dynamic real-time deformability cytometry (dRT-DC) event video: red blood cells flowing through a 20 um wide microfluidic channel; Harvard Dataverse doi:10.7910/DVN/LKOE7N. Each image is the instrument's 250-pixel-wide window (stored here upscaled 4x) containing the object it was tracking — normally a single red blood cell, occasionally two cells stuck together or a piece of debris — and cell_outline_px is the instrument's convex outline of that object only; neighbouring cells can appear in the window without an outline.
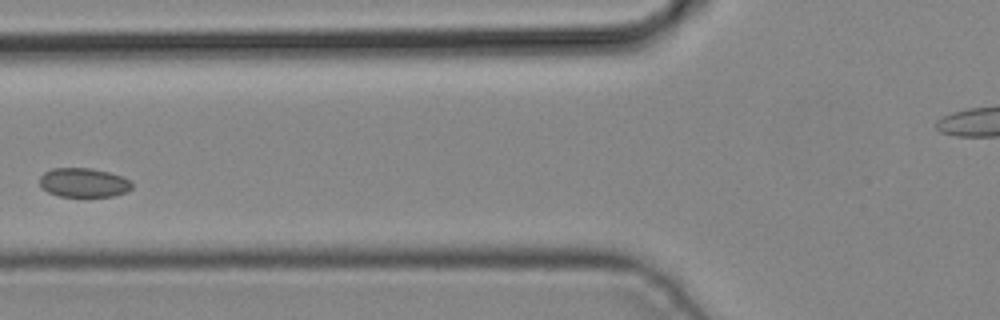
{"species": "common noctule bat (a hibernating species)", "species_latin": "Nyctalus noctula", "temperature_condition": "cold", "stored_images_in_passage": 3, "camera_frame_rate_fps": 3000, "um_per_image_px": 0.085, "animal": {"sex": "male", "body_mass_g": 19.2, "forearm_length_mm": 51.8}, "frame": {"image": 1, "passage_image": 3, "time_ms": 0.667, "image_size_px": [1000, 320], "cell_outline_px": [[132, 188], [124, 192], [112, 196], [60, 196], [48, 192], [40, 184], [40, 176], [44, 172], [52, 168], [88, 168], [108, 172], [124, 176], [132, 180]], "centroid_in_image_um": [7.13, 15.51], "position_along_channel_um": 118.7, "area_um2": 15.61}}